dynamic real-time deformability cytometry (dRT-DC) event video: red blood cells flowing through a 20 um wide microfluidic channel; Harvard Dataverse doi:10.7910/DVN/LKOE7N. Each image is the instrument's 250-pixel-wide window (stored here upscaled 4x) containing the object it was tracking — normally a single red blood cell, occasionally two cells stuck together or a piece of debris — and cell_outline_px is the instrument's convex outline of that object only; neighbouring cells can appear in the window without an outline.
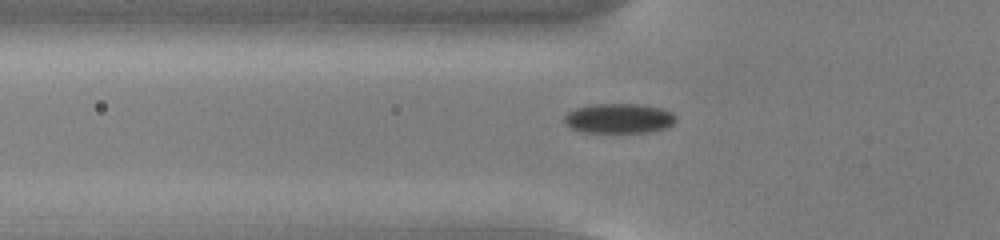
{"species": "common noctule bat (a hibernating species)", "species_latin": "Nyctalus noctula", "temperature_condition": "cold", "stored_images_in_passage": 42, "camera_frame_rate_fps": 3000, "um_per_image_px": 0.085, "animal": {"sex": "male", "body_mass_g": 13.0, "forearm_length_mm": 53.1}, "frame": {"image": 1, "passage_image": 6, "time_ms": 1.667, "image_size_px": [1000, 240], "cell_outline_px": [[676, 120], [672, 124], [664, 128], [648, 132], [580, 132], [564, 124], [564, 116], [568, 112], [576, 108], [596, 104], [636, 104], [660, 108], [672, 112], [676, 116]], "centroid_in_image_um": [52.59, 10.07], "position_along_channel_um": 73.2, "area_um2": 19.25}}
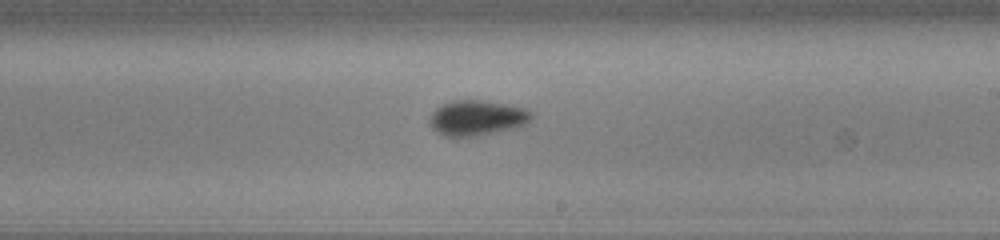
{"frame": {"image": 2, "passage_image": 20, "time_ms": 6.333, "image_size_px": [1000, 240], "cell_outline_px": [[532, 116], [524, 124], [512, 128], [476, 136], [444, 136], [436, 132], [428, 124], [428, 120], [432, 112], [440, 104], [452, 100], [480, 100], [504, 104], [524, 108], [532, 112]], "centroid_in_image_um": [40.45, 10.01], "position_along_channel_um": 248.5, "area_um2": 20.75}}
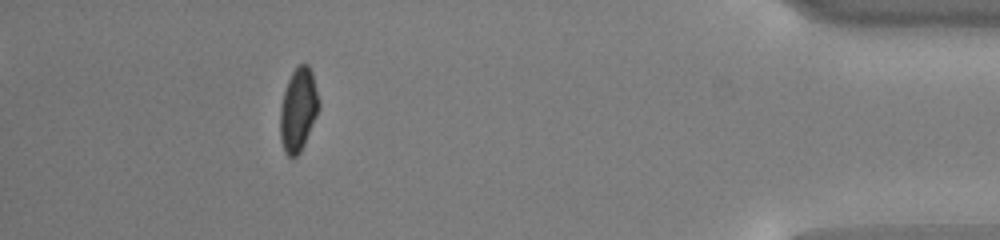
{"frame": {"image": 3, "passage_image": 37, "time_ms": 12.0, "image_size_px": [1000, 240], "cell_outline_px": [[320, 108], [304, 144], [300, 152], [296, 156], [288, 156], [284, 152], [280, 140], [280, 108], [284, 92], [288, 80], [292, 72], [300, 64], [308, 64], [312, 72], [320, 100]], "centroid_in_image_um": [25.36, 9.33], "position_along_channel_um": 409.8, "area_um2": 18.84}, "authors_computed_cell_mechanics": {"area_um2": 19.5942, "velocity_mm_per_s": 3.7646, "shape_relaxation_time_tau1_ms": 2.371, "shape_relaxation_time_tau2_ms": 3.3486, "deformation_change_tau1": 0.0872, "deformation_change_tau2": 0.0464}}